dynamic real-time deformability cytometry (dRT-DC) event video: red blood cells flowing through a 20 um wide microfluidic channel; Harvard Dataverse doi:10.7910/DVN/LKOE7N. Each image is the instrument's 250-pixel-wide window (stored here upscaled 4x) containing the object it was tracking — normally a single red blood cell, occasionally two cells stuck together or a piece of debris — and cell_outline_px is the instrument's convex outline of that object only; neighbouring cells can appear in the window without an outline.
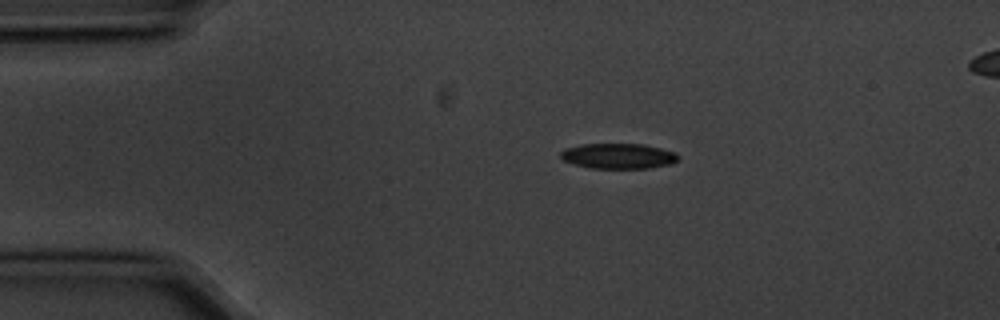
{"species": "common noctule bat (a hibernating species)", "species_latin": "Nyctalus noctula", "temperature_condition": "cold", "stored_images_in_passage": 14, "camera_frame_rate_fps": 3000, "um_per_image_px": 0.085, "animal": {"sex": "male", "body_mass_g": 20.1, "forearm_length_mm": 53.5}, "frame": {"image": 1, "passage_image": 1, "time_ms": 0.0, "image_size_px": [1000, 320], "cell_outline_px": [[676, 160], [672, 164], [648, 168], [588, 168], [572, 164], [564, 160], [560, 156], [560, 152], [564, 148], [580, 144], [644, 144], [676, 152]], "centroid_in_image_um": [52.5, 13.26], "position_along_channel_um": 32.5, "area_um2": 17.4}}
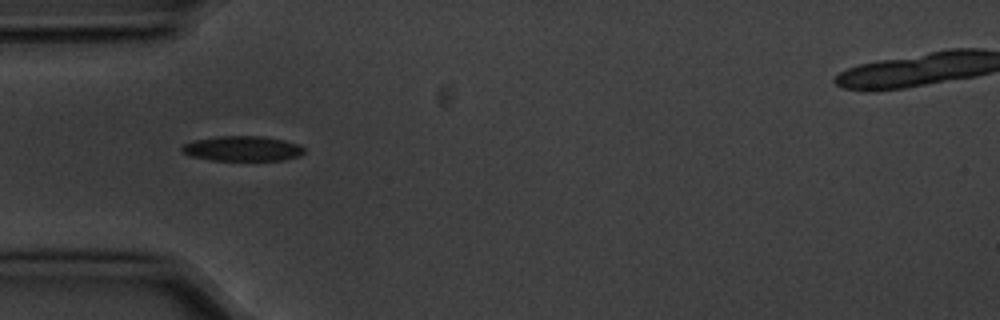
{"frame": {"image": 2, "passage_image": 3, "time_ms": 0.667, "image_size_px": [1000, 320], "cell_outline_px": [[304, 152], [300, 156], [284, 160], [212, 160], [192, 156], [184, 152], [180, 148], [184, 144], [192, 140], [220, 136], [264, 136], [284, 140], [300, 144], [304, 148]], "centroid_in_image_um": [20.65, 12.62], "position_along_channel_um": 64.4, "area_um2": 17.86}}
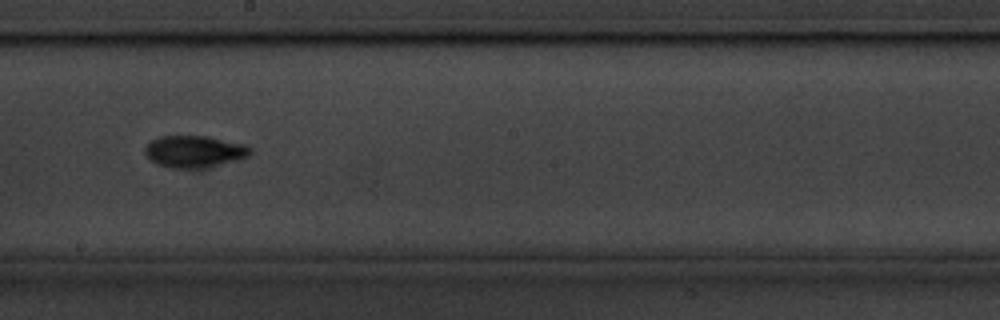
{"frame": {"image": 3, "passage_image": 7, "time_ms": 2.0, "image_size_px": [1000, 320], "cell_outline_px": [[252, 152], [248, 156], [236, 160], [208, 168], [172, 168], [160, 164], [152, 160], [144, 152], [144, 148], [152, 140], [160, 136], [208, 136], [244, 144], [252, 148]], "centroid_in_image_um": [16.55, 12.87], "position_along_channel_um": 231.6, "area_um2": 19.48}}